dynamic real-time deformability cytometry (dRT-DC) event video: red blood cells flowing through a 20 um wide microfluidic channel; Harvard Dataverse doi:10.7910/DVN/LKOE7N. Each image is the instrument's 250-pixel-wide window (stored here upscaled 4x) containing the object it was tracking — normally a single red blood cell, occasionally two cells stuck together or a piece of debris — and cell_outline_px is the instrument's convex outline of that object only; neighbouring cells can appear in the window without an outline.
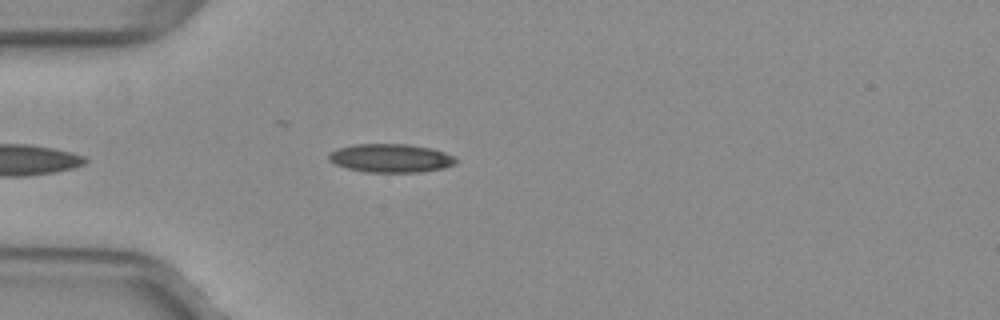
{"species": "common noctule bat (a hibernating species)", "species_latin": "Nyctalus noctula", "temperature_condition": "warm", "stored_images_in_passage": 17, "camera_frame_rate_fps": 3000, "um_per_image_px": 0.085, "animal": {"sex": "female", "body_mass_g": 29.2, "forearm_length_mm": 56.3}, "frame": {"image": 1, "passage_image": 1, "time_ms": 0.0, "image_size_px": [1000, 320], "cell_outline_px": [[456, 164], [444, 168], [420, 172], [364, 172], [348, 168], [336, 164], [328, 160], [328, 156], [332, 152], [340, 148], [356, 144], [408, 144], [432, 148], [444, 152], [452, 156], [456, 160]], "centroid_in_image_um": [33.24, 13.44], "position_along_channel_um": 51.8, "area_um2": 20.98}}
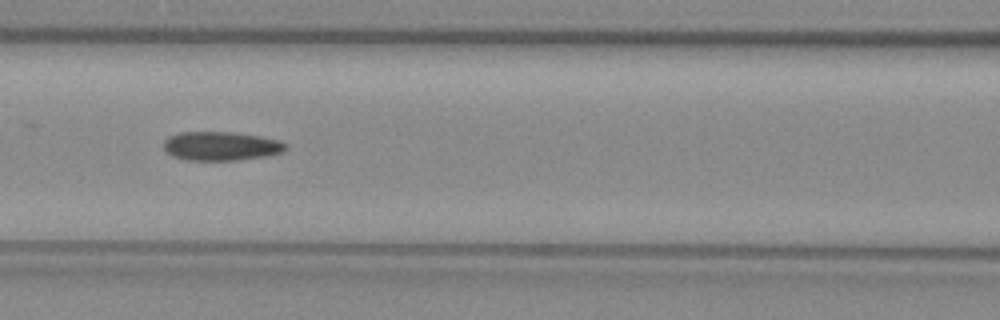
{"frame": {"image": 2, "passage_image": 9, "time_ms": 2.667, "image_size_px": [1000, 320], "cell_outline_px": [[288, 148], [284, 152], [268, 156], [236, 160], [188, 160], [172, 156], [164, 148], [164, 140], [168, 136], [180, 132], [232, 132], [260, 136], [276, 140], [288, 144]], "centroid_in_image_um": [18.81, 12.41], "position_along_channel_um": 147.8, "area_um2": 20.63}}
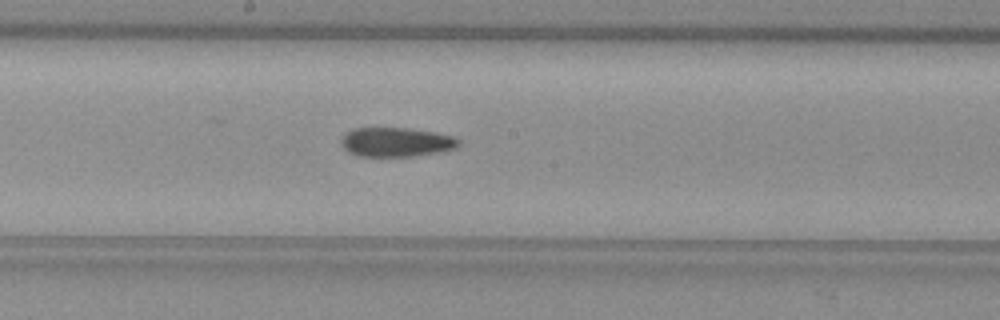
{"frame": {"image": 3, "passage_image": 14, "time_ms": 4.333, "image_size_px": [1000, 320], "cell_outline_px": [[460, 144], [456, 148], [440, 152], [412, 156], [356, 156], [348, 152], [344, 148], [340, 140], [352, 128], [408, 128], [436, 132], [452, 136], [460, 140]], "centroid_in_image_um": [33.69, 12.08], "position_along_channel_um": 214.5, "area_um2": 20.06}}